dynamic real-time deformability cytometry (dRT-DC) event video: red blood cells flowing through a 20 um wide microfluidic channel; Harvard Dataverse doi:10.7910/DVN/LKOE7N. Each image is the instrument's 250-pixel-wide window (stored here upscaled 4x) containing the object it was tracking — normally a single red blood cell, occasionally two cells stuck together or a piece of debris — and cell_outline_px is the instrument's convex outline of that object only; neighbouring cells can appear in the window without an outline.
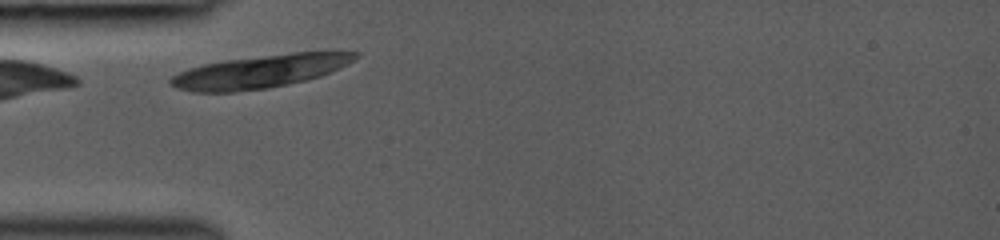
{"species": "common noctule bat (a hibernating species)", "species_latin": "Nyctalus noctula", "temperature_condition": "room temperature", "stored_images_in_passage": 25, "camera_frame_rate_fps": 3000, "um_per_image_px": 0.085, "animal": {"sex": "female", "body_mass_g": 19.0, "forearm_length_mm": 53.3}, "frame": {"image": 1, "passage_image": 1, "time_ms": 0.0, "image_size_px": [1000, 240], "cell_outline_px": [[360, 56], [320, 76], [288, 84], [268, 88], [236, 92], [192, 92], [176, 88], [168, 84], [168, 80], [172, 76], [188, 68], [204, 64], [224, 60], [292, 52], [360, 52]], "centroid_in_image_um": [22.0, 6.08], "position_along_channel_um": 63.0, "area_um2": 35.2}}
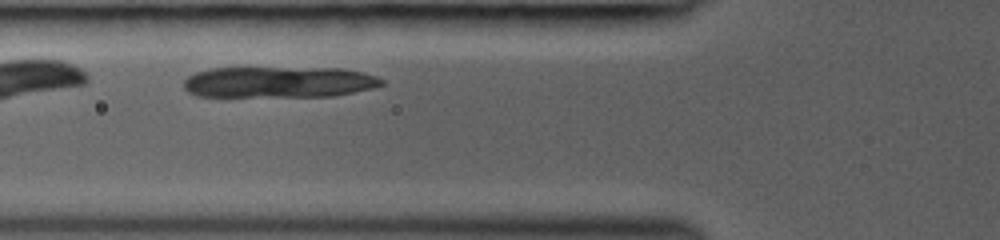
{"frame": {"image": 2, "passage_image": 4, "time_ms": 1.0, "image_size_px": [1000, 240], "cell_outline_px": [[384, 84], [372, 88], [332, 96], [196, 96], [188, 92], [184, 88], [184, 80], [188, 76], [196, 72], [212, 68], [344, 68], [376, 76], [384, 80]], "centroid_in_image_um": [23.68, 6.97], "position_along_channel_um": 102.1, "area_um2": 35.78}}